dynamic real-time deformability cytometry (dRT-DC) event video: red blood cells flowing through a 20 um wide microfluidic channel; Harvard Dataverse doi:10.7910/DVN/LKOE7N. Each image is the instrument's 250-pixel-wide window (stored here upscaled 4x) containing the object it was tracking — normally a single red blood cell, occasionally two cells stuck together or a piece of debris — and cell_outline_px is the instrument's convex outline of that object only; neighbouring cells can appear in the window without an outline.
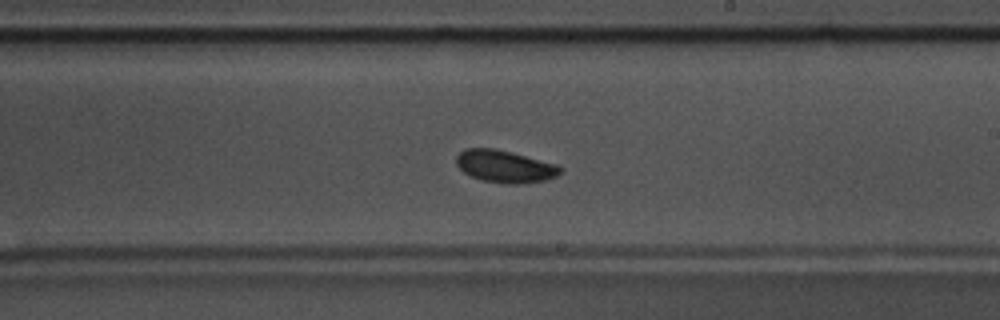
{"species": "common noctule bat (a hibernating species)", "species_latin": "Nyctalus noctula", "temperature_condition": "warm", "stored_images_in_passage": 58, "camera_frame_rate_fps": 3000, "um_per_image_px": 0.085, "animal": {"sex": "male", "body_mass_g": 17.5, "forearm_length_mm": 52.3}, "frame": {"image": 1, "passage_image": 34, "time_ms": 11.0, "image_size_px": [1000, 320], "cell_outline_px": [[564, 172], [556, 176], [544, 180], [520, 184], [504, 184], [484, 180], [472, 176], [464, 172], [456, 164], [456, 156], [464, 148], [496, 148], [512, 152], [556, 164], [564, 168]], "centroid_in_image_um": [42.94, 14.14], "position_along_channel_um": 246.1, "area_um2": 19.65}}